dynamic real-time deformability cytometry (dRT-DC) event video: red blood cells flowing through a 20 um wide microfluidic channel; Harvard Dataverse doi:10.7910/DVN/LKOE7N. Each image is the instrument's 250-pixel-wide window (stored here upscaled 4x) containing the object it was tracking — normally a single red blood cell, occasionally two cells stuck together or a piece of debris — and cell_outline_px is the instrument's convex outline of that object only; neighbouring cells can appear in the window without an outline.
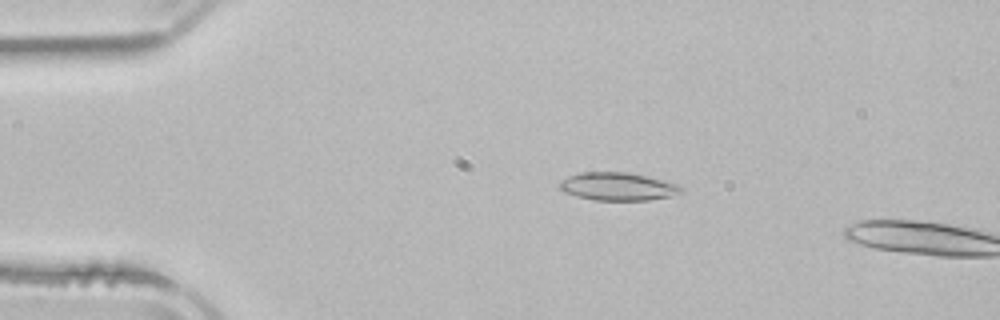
{"species": "common noctule bat (a hibernating species)", "species_latin": "Nyctalus noctula", "temperature_condition": "room temperature", "stored_images_in_passage": 4, "camera_frame_rate_fps": 3000, "um_per_image_px": 0.085, "animal": {"sex": "male", "body_mass_g": 21.5, "forearm_length_mm": 52.0}, "frame": {"image": 1, "passage_image": 3, "time_ms": 2.333, "image_size_px": [1000, 320], "cell_outline_px": [[684, 192], [668, 196], [648, 200], [596, 200], [576, 196], [564, 192], [560, 188], [560, 180], [568, 176], [584, 172], [628, 172], [676, 184], [684, 188]], "centroid_in_image_um": [52.49, 15.85], "position_along_channel_um": 32.5, "area_um2": 19.54}}